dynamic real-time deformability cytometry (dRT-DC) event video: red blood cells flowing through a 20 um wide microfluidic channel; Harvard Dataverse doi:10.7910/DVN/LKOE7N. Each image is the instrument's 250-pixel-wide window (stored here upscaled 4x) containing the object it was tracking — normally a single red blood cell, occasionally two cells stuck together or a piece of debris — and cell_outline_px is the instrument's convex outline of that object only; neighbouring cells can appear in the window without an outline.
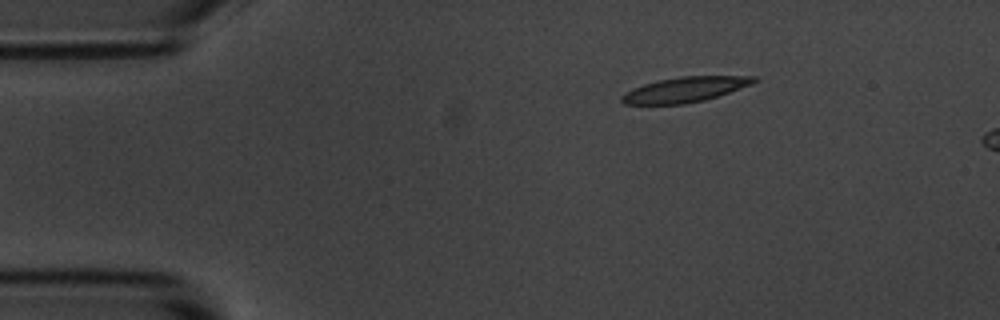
{"species": "common noctule bat (a hibernating species)", "species_latin": "Nyctalus noctula", "temperature_condition": "room temperature", "stored_images_in_passage": 3, "camera_frame_rate_fps": 3000, "um_per_image_px": 0.085, "animal": {"sex": "male", "body_mass_g": 20.1, "forearm_length_mm": 53.5}, "frame": {"image": 1, "passage_image": 1, "time_ms": 0.0, "image_size_px": [1000, 320], "cell_outline_px": [[760, 80], [752, 84], [704, 100], [684, 104], [624, 104], [620, 100], [620, 96], [624, 92], [632, 88], [644, 84], [660, 80], [680, 76], [756, 76]], "centroid_in_image_um": [58.2, 7.61], "position_along_channel_um": 26.8, "area_um2": 19.31}}